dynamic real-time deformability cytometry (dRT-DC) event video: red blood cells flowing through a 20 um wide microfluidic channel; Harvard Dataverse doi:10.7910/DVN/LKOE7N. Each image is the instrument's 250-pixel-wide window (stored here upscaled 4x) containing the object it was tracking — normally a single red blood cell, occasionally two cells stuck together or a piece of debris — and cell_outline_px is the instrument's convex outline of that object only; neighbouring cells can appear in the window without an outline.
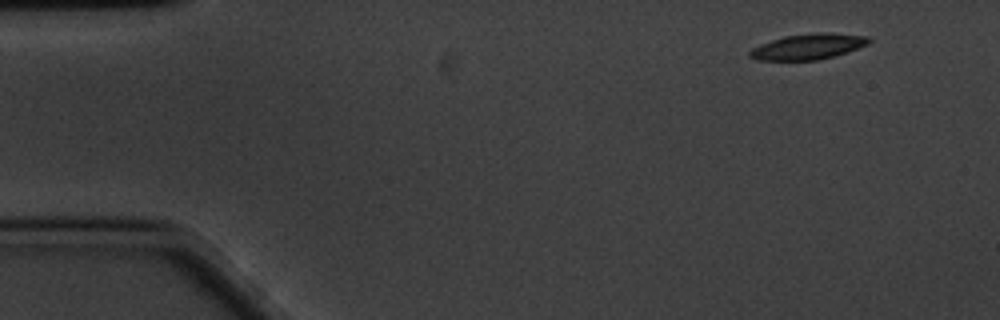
{"species": "common noctule bat (a hibernating species)", "species_latin": "Nyctalus noctula", "temperature_condition": "cold", "stored_images_in_passage": 55, "camera_frame_rate_fps": 3000, "um_per_image_px": 0.085, "animal": {"sex": "male", "body_mass_g": 20.1, "forearm_length_mm": 53.5}, "frame": {"image": 1, "passage_image": 1, "time_ms": 0.0, "image_size_px": [1000, 320], "cell_outline_px": [[872, 40], [868, 44], [848, 52], [816, 60], [756, 60], [748, 56], [748, 52], [752, 48], [760, 44], [784, 36], [824, 32], [828, 32], [868, 36]], "centroid_in_image_um": [68.69, 3.96], "position_along_channel_um": 16.3, "area_um2": 17.74}}
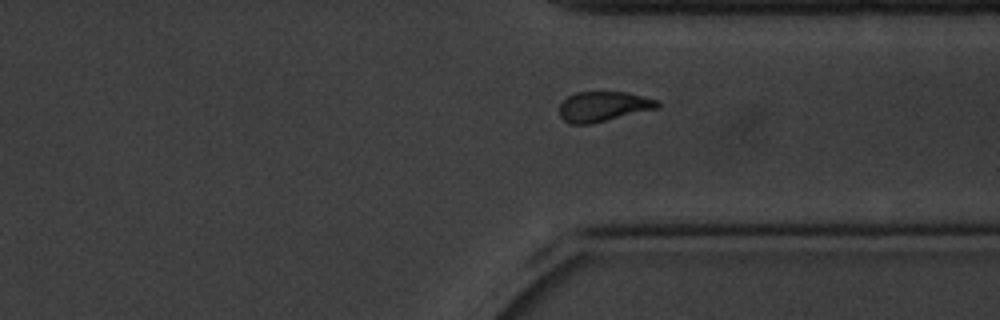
{"frame": {"image": 2, "passage_image": 40, "time_ms": 13.0, "image_size_px": [1000, 320], "cell_outline_px": [[660, 108], [592, 124], [568, 124], [560, 116], [560, 104], [568, 96], [576, 92], [628, 92], [660, 100]], "centroid_in_image_um": [51.33, 9.06], "position_along_channel_um": 360.1, "area_um2": 17.46}}
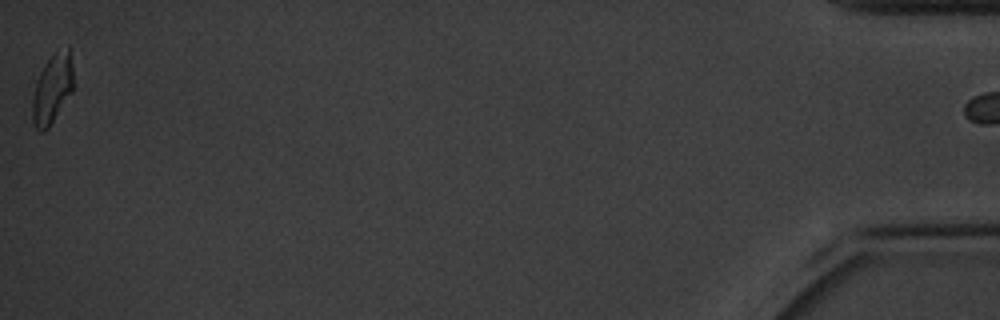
{"frame": {"image": 3, "passage_image": 55, "time_ms": 18.0, "image_size_px": [1000, 320], "cell_outline_px": [[72, 92], [48, 128], [44, 132], [40, 132], [36, 128], [32, 120], [32, 100], [36, 84], [40, 72], [44, 64], [52, 52], [56, 48], [68, 44], [72, 64]], "centroid_in_image_um": [4.45, 7.48], "position_along_channel_um": 430.8, "area_um2": 16.76}, "authors_computed_cell_mechanics": {"area_um2": 17.918, "velocity_mm_per_s": 3.3559, "shape_relaxation_time_tau1_ms": 3.25, "shape_relaxation_time_tau2_ms": 7.8771, "deformation_change_tau1": 0.1262, "deformation_change_tau2": 0.14}}